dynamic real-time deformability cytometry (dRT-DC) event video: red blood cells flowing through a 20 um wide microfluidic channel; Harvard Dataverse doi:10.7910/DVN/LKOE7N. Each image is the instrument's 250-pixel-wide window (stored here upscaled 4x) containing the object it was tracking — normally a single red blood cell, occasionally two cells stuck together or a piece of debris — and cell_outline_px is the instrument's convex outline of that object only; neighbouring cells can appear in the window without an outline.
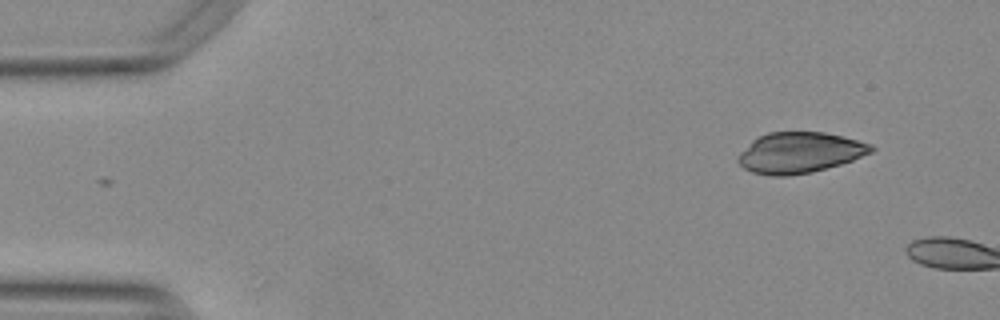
{"species": "Egyptian fruit bat (a non-hibernating species)", "species_latin": "Rousettus aegyptiacus", "temperature_condition": "warm", "stored_images_in_passage": 2, "camera_frame_rate_fps": 3000, "um_per_image_px": 0.085, "animal": {"sex": "female"}, "frame": {"image": 1, "passage_image": 1, "time_ms": 0.0, "image_size_px": [1000, 320], "cell_outline_px": [[876, 148], [872, 152], [852, 160], [840, 164], [812, 172], [788, 176], [772, 176], [752, 172], [744, 168], [736, 160], [740, 152], [752, 140], [768, 132], [824, 132], [872, 144]], "centroid_in_image_um": [67.95, 12.98], "position_along_channel_um": 17.0, "area_um2": 31.5}}